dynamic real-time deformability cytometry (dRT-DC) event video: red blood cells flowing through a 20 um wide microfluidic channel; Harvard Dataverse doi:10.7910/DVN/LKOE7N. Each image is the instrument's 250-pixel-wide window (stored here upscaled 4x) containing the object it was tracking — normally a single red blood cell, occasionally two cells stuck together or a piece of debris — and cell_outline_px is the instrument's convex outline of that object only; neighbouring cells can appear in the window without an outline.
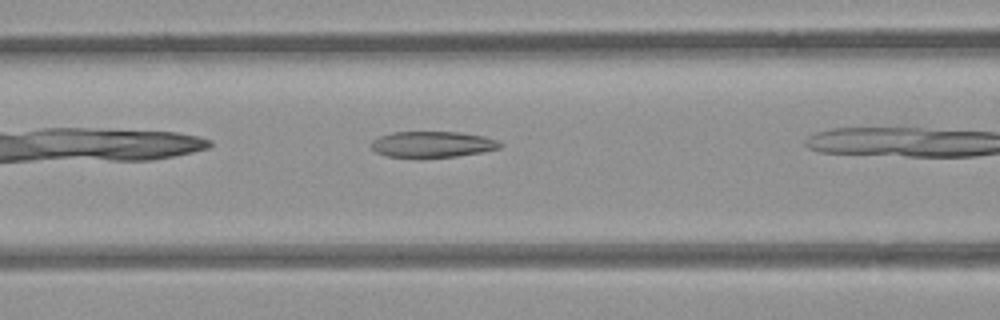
{"species": "common noctule bat (a hibernating species)", "species_latin": "Nyctalus noctula", "temperature_condition": "room temperature", "stored_images_in_passage": 8, "camera_frame_rate_fps": 3000, "um_per_image_px": 0.085, "animal": {"sex": "female", "body_mass_g": 21.9}, "frame": {"image": 1, "passage_image": 4, "time_ms": 1.0, "image_size_px": [1000, 320], "cell_outline_px": [[504, 144], [500, 148], [480, 152], [456, 156], [388, 156], [376, 152], [372, 148], [372, 140], [380, 136], [392, 132], [460, 132], [484, 136], [496, 140]], "centroid_in_image_um": [36.78, 12.24], "position_along_channel_um": 129.8, "area_um2": 19.07}}